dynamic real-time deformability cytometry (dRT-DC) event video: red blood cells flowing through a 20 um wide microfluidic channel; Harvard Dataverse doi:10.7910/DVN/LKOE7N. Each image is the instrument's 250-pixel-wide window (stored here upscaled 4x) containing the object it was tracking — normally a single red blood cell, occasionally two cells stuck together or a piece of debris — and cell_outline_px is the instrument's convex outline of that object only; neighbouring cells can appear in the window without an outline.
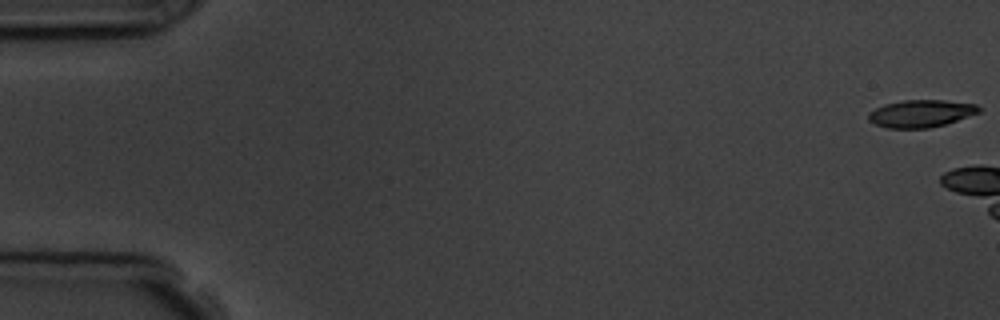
{"species": "common noctule bat (a hibernating species)", "species_latin": "Nyctalus noctula", "temperature_condition": "room temperature", "stored_images_in_passage": 3, "camera_frame_rate_fps": 3000, "um_per_image_px": 0.085, "animal": {"sex": "male", "body_mass_g": 19.5, "forearm_length_mm": 54.6}, "frame": {"image": 1, "passage_image": 1, "time_ms": 0.0, "image_size_px": [1000, 320], "cell_outline_px": [[984, 108], [980, 112], [944, 124], [928, 128], [888, 128], [876, 124], [868, 120], [868, 112], [884, 104], [904, 100], [944, 100], [976, 104]], "centroid_in_image_um": [78.29, 9.64], "position_along_channel_um": 6.7, "area_um2": 17.57}}